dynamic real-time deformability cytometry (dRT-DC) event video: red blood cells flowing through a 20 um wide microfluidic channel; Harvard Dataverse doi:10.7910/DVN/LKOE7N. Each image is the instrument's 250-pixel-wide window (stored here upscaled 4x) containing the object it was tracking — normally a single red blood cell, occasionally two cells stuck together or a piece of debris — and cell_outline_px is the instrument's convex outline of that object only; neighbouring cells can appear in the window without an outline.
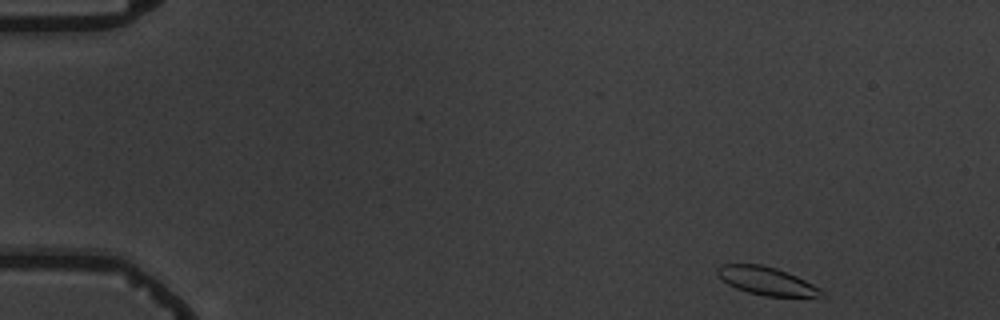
{"species": "common noctule bat (a hibernating species)", "species_latin": "Nyctalus noctula", "temperature_condition": "warm", "stored_images_in_passage": 5, "camera_frame_rate_fps": 3000, "um_per_image_px": 0.085, "animal": {"sex": "male", "body_mass_g": 19.5, "forearm_length_mm": 54.6}, "frame": {"image": 1, "passage_image": 1, "time_ms": 0.0, "image_size_px": [1000, 320], "cell_outline_px": [[828, 296], [764, 296], [748, 292], [736, 288], [728, 284], [716, 272], [716, 268], [720, 264], [760, 264], [776, 268], [796, 276], [820, 288]], "centroid_in_image_um": [65.15, 23.87], "position_along_channel_um": 19.9, "area_um2": 16.82}}